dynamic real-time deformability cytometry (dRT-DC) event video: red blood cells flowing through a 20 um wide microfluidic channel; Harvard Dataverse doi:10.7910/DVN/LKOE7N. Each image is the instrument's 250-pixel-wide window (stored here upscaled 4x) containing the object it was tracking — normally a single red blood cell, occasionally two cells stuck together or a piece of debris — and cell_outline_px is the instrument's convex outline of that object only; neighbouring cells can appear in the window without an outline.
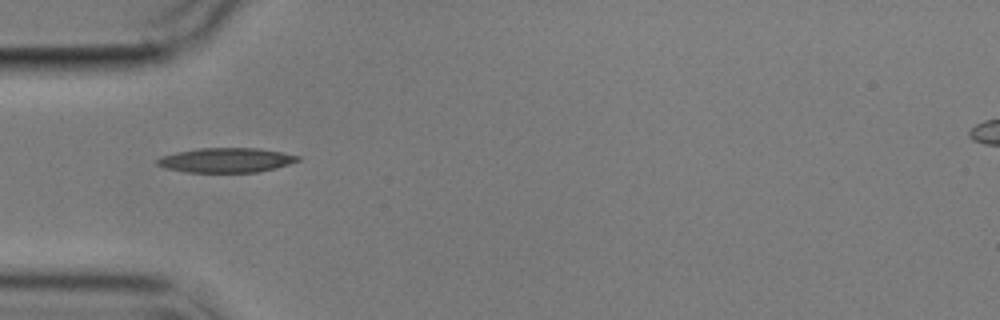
{"species": "common noctule bat (a hibernating species)", "species_latin": "Nyctalus noctula", "temperature_condition": "cold", "stored_images_in_passage": 9, "camera_frame_rate_fps": 3000, "um_per_image_px": 0.085, "animal": {"sex": "male", "body_mass_g": 17.9}, "frame": {"image": 1, "passage_image": 2, "time_ms": 1.0, "image_size_px": [1000, 320], "cell_outline_px": [[300, 160], [276, 168], [256, 172], [188, 172], [164, 168], [156, 164], [156, 160], [160, 156], [176, 152], [196, 148], [256, 148], [280, 152], [300, 156]], "centroid_in_image_um": [19.17, 13.61], "position_along_channel_um": 65.8, "area_um2": 20.11}}
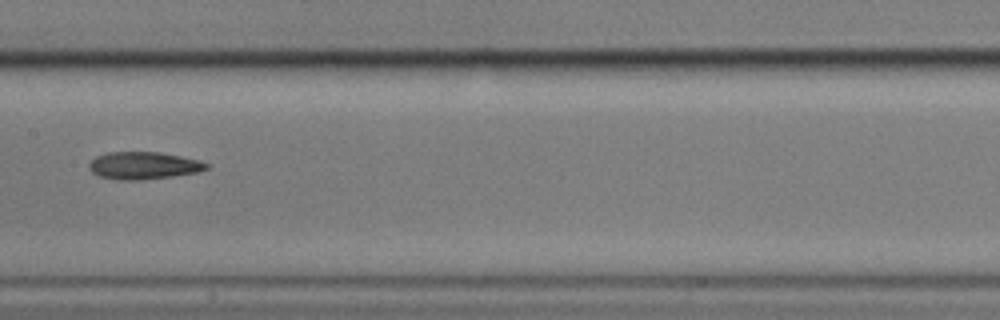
{"frame": {"image": 2, "passage_image": 5, "time_ms": 4.667, "image_size_px": [1000, 320], "cell_outline_px": [[212, 164], [208, 168], [196, 172], [172, 176], [140, 180], [116, 180], [100, 176], [92, 172], [88, 168], [88, 164], [96, 156], [108, 152], [160, 152], [200, 160]], "centroid_in_image_um": [12.2, 14.07], "position_along_channel_um": 195.2, "area_um2": 18.79}}
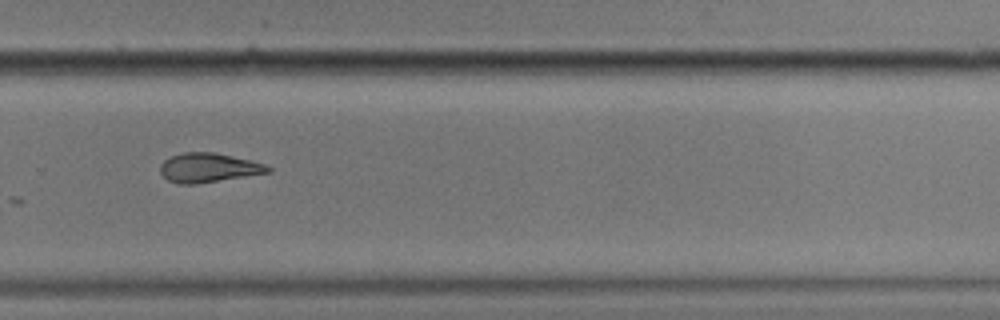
{"frame": {"image": 3, "passage_image": 8, "time_ms": 8.0, "image_size_px": [1000, 320], "cell_outline_px": [[272, 172], [196, 184], [180, 184], [168, 180], [160, 172], [160, 164], [164, 160], [172, 156], [184, 152], [212, 152], [252, 160], [264, 164], [272, 168]], "centroid_in_image_um": [17.73, 14.26], "position_along_channel_um": 312.1, "area_um2": 18.32}}